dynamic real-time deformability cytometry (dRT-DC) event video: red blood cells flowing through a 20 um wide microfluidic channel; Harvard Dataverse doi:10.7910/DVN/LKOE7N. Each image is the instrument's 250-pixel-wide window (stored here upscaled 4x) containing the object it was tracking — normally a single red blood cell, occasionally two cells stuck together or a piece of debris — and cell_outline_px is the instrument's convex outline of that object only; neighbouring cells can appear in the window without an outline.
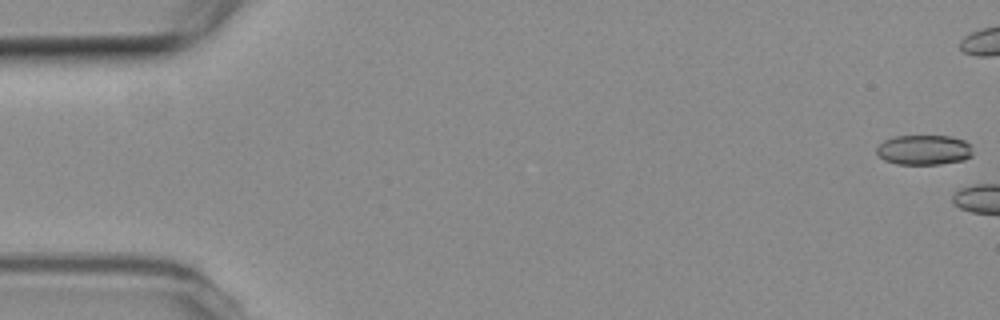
{"species": "common noctule bat (a hibernating species)", "species_latin": "Nyctalus noctula", "temperature_condition": "room temperature", "stored_images_in_passage": 5, "camera_frame_rate_fps": 3000, "um_per_image_px": 0.085, "animal": {"sex": "female", "body_mass_g": 19.3, "forearm_length_mm": 54.1}, "frame": {"image": 1, "passage_image": 1, "time_ms": 0.0, "image_size_px": [1000, 320], "cell_outline_px": [[972, 156], [964, 160], [940, 164], [896, 164], [884, 160], [876, 152], [876, 148], [884, 140], [896, 136], [952, 136], [964, 140], [972, 144]], "centroid_in_image_um": [78.57, 12.74], "position_along_channel_um": 6.4, "area_um2": 16.94}}